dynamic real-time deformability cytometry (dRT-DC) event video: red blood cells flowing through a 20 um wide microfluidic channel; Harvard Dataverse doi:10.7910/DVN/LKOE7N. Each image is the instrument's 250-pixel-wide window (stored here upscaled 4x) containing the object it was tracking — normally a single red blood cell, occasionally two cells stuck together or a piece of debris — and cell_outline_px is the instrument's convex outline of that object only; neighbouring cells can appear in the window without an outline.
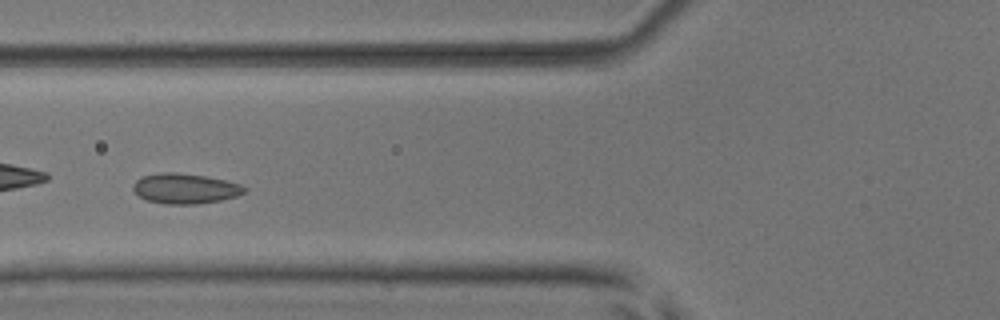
{"species": "common noctule bat (a hibernating species)", "species_latin": "Nyctalus noctula", "temperature_condition": "room temperature", "stored_images_in_passage": 7, "camera_frame_rate_fps": 3000, "um_per_image_px": 0.085, "animal": {"sex": "male", "body_mass_g": 17.9, "forearm_length_mm": 54.2}, "frame": {"image": 1, "passage_image": 4, "time_ms": 4.333, "image_size_px": [1000, 320], "cell_outline_px": [[248, 188], [244, 192], [236, 196], [220, 200], [196, 204], [164, 204], [148, 200], [140, 196], [132, 188], [132, 184], [140, 176], [164, 172], [176, 172], [204, 176], [224, 180], [240, 184]], "centroid_in_image_um": [15.71, 16.02], "position_along_channel_um": 110.1, "area_um2": 19.48}}
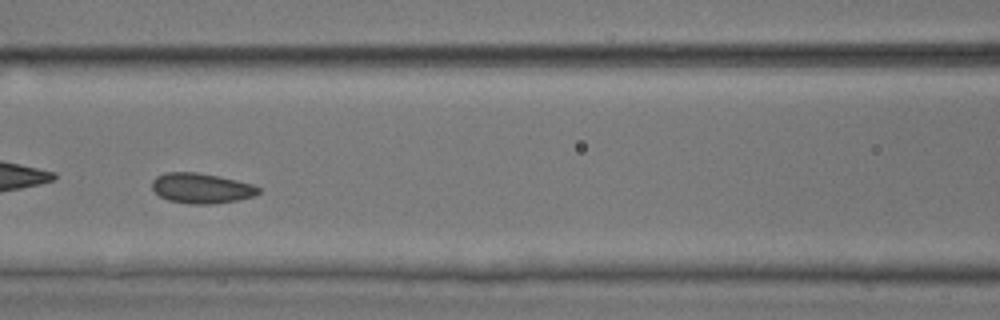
{"frame": {"image": 2, "passage_image": 5, "time_ms": 5.333, "image_size_px": [1000, 320], "cell_outline_px": [[260, 192], [256, 196], [236, 200], [212, 204], [188, 204], [168, 200], [160, 196], [152, 188], [152, 180], [156, 176], [164, 172], [196, 172], [220, 176], [252, 184], [260, 188]], "centroid_in_image_um": [17.11, 15.99], "position_along_channel_um": 149.5, "area_um2": 18.84}}